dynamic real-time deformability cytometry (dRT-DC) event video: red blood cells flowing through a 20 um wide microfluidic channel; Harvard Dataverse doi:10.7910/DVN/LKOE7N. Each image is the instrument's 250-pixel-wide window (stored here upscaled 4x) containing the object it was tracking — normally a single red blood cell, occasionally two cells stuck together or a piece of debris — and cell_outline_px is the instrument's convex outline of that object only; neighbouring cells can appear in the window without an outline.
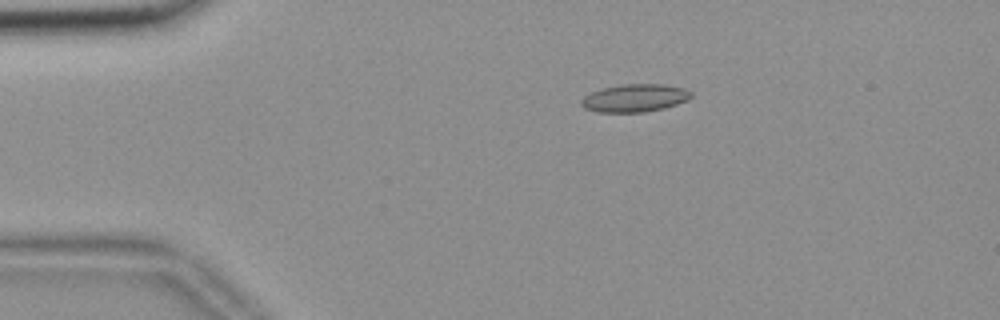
{"species": "common noctule bat (a hibernating species)", "species_latin": "Nyctalus noctula", "temperature_condition": "room temperature", "stored_images_in_passage": 56, "camera_frame_rate_fps": 3000, "um_per_image_px": 0.085, "animal": {"sex": "female", "body_mass_g": 18.4}, "frame": {"image": 1, "passage_image": 11, "time_ms": 3.333, "image_size_px": [1000, 320], "cell_outline_px": [[692, 96], [688, 100], [664, 108], [644, 112], [600, 112], [584, 108], [580, 104], [580, 100], [584, 96], [600, 88], [624, 84], [664, 84], [684, 88], [692, 92]], "centroid_in_image_um": [53.95, 8.32], "position_along_channel_um": 31.0, "area_um2": 17.86}}
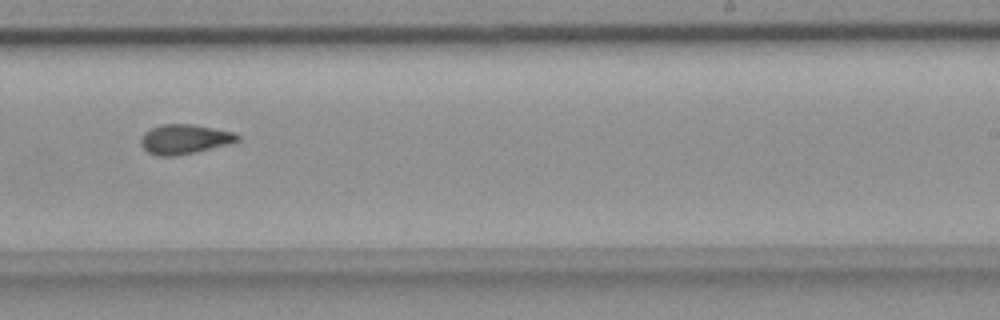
{"frame": {"image": 2, "passage_image": 35, "time_ms": 11.333, "image_size_px": [1000, 320], "cell_outline_px": [[240, 140], [228, 144], [196, 152], [176, 156], [160, 156], [148, 152], [140, 144], [140, 136], [144, 132], [160, 124], [192, 124], [236, 132], [240, 136]], "centroid_in_image_um": [15.68, 11.82], "position_along_channel_um": 273.3, "area_um2": 16.82}}
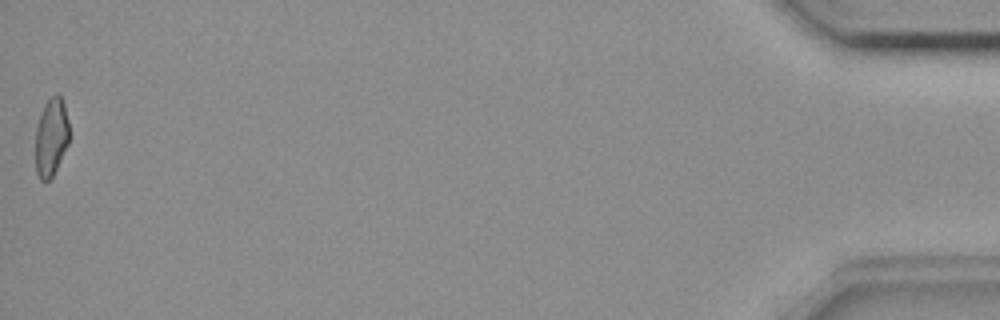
{"frame": {"image": 3, "passage_image": 56, "time_ms": 18.333, "image_size_px": [1000, 320], "cell_outline_px": [[68, 144], [52, 176], [48, 180], [40, 180], [36, 172], [36, 128], [44, 104], [56, 92], [60, 92], [64, 104], [68, 120]], "centroid_in_image_um": [4.35, 11.61], "position_along_channel_um": 430.8, "area_um2": 15.2}, "authors_computed_cell_mechanics": {"area_um2": 16.6175, "velocity_mm_per_s": 3.6503, "shape_relaxation_time_tau1_ms": null, "shape_relaxation_time_tau2_ms": 2.3642, "deformation_change_tau1": null, "deformation_change_tau2": 0.0855}}